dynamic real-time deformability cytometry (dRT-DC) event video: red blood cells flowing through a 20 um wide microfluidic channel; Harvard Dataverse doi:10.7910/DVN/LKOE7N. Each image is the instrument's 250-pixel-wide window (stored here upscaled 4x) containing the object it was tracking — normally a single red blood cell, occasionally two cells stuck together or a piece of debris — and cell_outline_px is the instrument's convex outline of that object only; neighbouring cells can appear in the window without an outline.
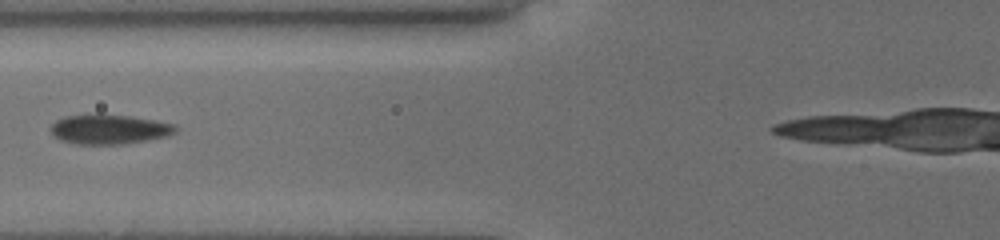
{"species": "common noctule bat (a hibernating species)", "species_latin": "Nyctalus noctula", "temperature_condition": "cold", "stored_images_in_passage": 2, "camera_frame_rate_fps": 3000, "um_per_image_px": 0.085, "animal": {"sex": "female", "body_mass_g": 19.5, "forearm_length_mm": 54.1}, "frame": {"image": 1, "passage_image": 2, "time_ms": 1.0, "image_size_px": [1000, 240], "cell_outline_px": [[176, 132], [168, 136], [148, 140], [124, 144], [76, 144], [60, 140], [52, 136], [48, 128], [56, 120], [64, 116], [128, 116], [176, 124]], "centroid_in_image_um": [9.26, 11.02], "position_along_channel_um": 116.5, "area_um2": 21.21}}